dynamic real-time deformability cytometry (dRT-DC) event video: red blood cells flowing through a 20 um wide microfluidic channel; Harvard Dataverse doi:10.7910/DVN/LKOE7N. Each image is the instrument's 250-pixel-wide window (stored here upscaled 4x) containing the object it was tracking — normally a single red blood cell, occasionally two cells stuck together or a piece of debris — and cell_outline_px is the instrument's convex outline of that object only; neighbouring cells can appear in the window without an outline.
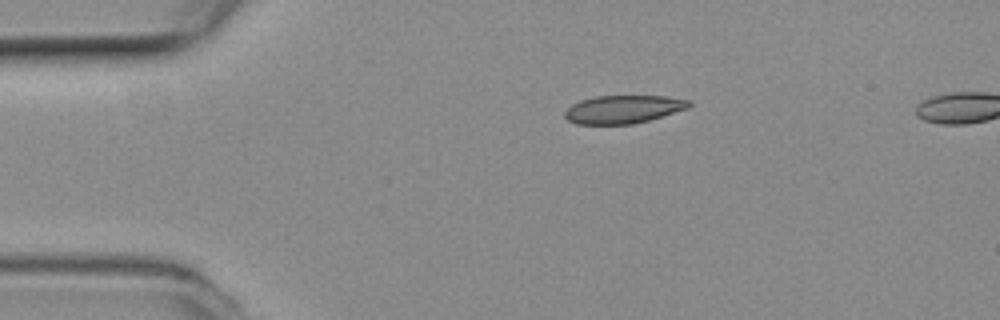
{"species": "common noctule bat (a hibernating species)", "species_latin": "Nyctalus noctula", "temperature_condition": "room temperature", "stored_images_in_passage": 4, "camera_frame_rate_fps": 3000, "um_per_image_px": 0.085, "animal": {"sex": "female", "body_mass_g": 19.3, "forearm_length_mm": 54.1}, "frame": {"image": 1, "passage_image": 1, "time_ms": 0.0, "image_size_px": [1000, 320], "cell_outline_px": [[692, 104], [688, 108], [648, 120], [632, 124], [576, 124], [568, 120], [564, 116], [564, 112], [572, 104], [580, 100], [596, 96], [664, 96], [692, 100]], "centroid_in_image_um": [52.97, 9.28], "position_along_channel_um": 32.0, "area_um2": 20.29}}
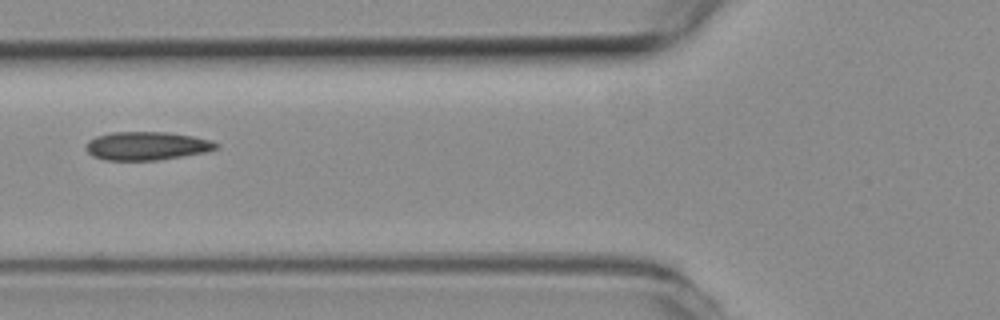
{"frame": {"image": 2, "passage_image": 4, "time_ms": 1.0, "image_size_px": [1000, 320], "cell_outline_px": [[220, 144], [216, 148], [208, 152], [156, 160], [108, 160], [92, 156], [84, 148], [88, 140], [96, 136], [112, 132], [164, 132], [192, 136], [212, 140]], "centroid_in_image_um": [12.47, 12.4], "position_along_channel_um": 113.3, "area_um2": 21.56}}